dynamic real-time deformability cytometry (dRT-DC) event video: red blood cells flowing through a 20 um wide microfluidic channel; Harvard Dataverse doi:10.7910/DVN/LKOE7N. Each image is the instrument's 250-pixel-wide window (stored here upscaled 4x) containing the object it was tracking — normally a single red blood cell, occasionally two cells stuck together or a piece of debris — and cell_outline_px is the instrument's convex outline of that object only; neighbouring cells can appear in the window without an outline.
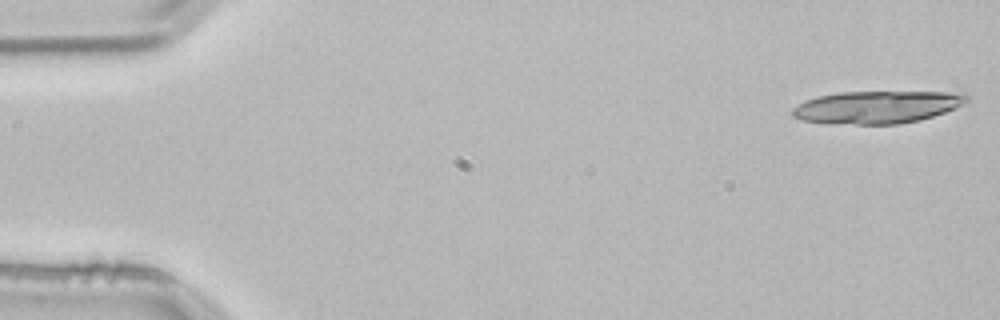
{"species": "common noctule bat (a hibernating species)", "species_latin": "Nyctalus noctula", "temperature_condition": "room temperature", "stored_images_in_passage": 4, "camera_frame_rate_fps": 3000, "um_per_image_px": 0.085, "animal": {"sex": "male", "body_mass_g": 21.5, "forearm_length_mm": 52.0}, "frame": {"image": 1, "passage_image": 1, "time_ms": 0.0, "image_size_px": [1000, 320], "cell_outline_px": [[968, 104], [920, 120], [900, 124], [856, 124], [800, 120], [792, 116], [792, 108], [804, 100], [816, 96], [840, 92], [964, 92], [968, 96]], "centroid_in_image_um": [74.59, 9.09], "position_along_channel_um": 10.4, "area_um2": 33.12}}
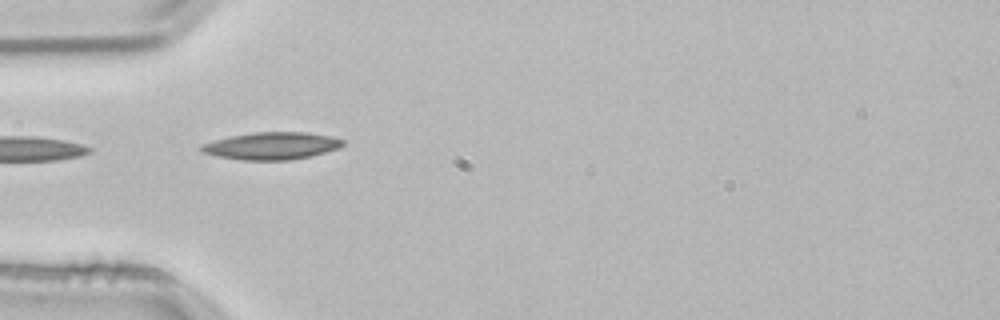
{"frame": {"image": 2, "passage_image": 4, "time_ms": 1.0, "image_size_px": [1000, 320], "cell_outline_px": [[344, 144], [340, 148], [308, 156], [288, 160], [240, 160], [216, 156], [204, 152], [200, 148], [200, 144], [232, 136], [252, 132], [308, 132], [332, 136], [344, 140]], "centroid_in_image_um": [23.11, 12.39], "position_along_channel_um": 61.9, "area_um2": 22.43}}